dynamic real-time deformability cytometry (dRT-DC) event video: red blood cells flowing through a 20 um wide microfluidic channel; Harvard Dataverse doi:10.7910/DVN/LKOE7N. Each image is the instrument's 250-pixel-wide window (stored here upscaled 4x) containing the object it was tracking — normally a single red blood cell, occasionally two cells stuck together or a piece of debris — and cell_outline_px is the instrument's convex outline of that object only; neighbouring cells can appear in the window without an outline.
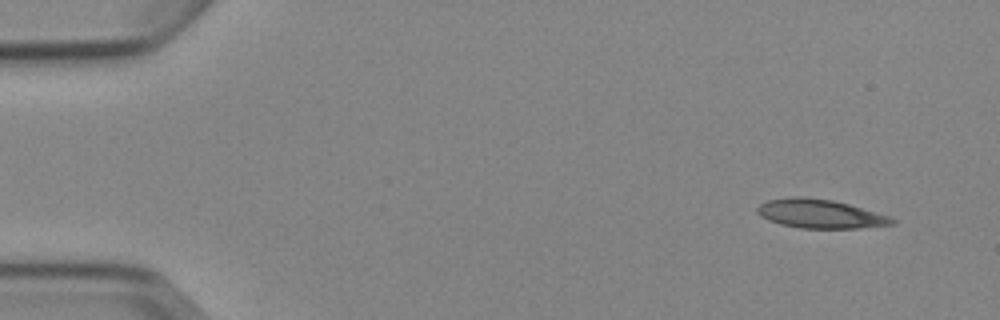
{"species": "Egyptian fruit bat (a non-hibernating species)", "species_latin": "Rousettus aegyptiacus", "temperature_condition": "cold", "stored_images_in_passage": 4, "camera_frame_rate_fps": 3000, "um_per_image_px": 0.085, "animal": {"sex": "female"}, "frame": {"image": 1, "passage_image": 1, "time_ms": 0.0, "image_size_px": [1000, 320], "cell_outline_px": [[896, 224], [856, 228], [800, 228], [780, 224], [768, 220], [760, 216], [756, 212], [756, 208], [760, 204], [768, 200], [792, 196], [804, 196], [832, 200], [848, 204], [888, 216], [896, 220]], "centroid_in_image_um": [69.66, 18.17], "position_along_channel_um": 15.3, "area_um2": 22.6}}
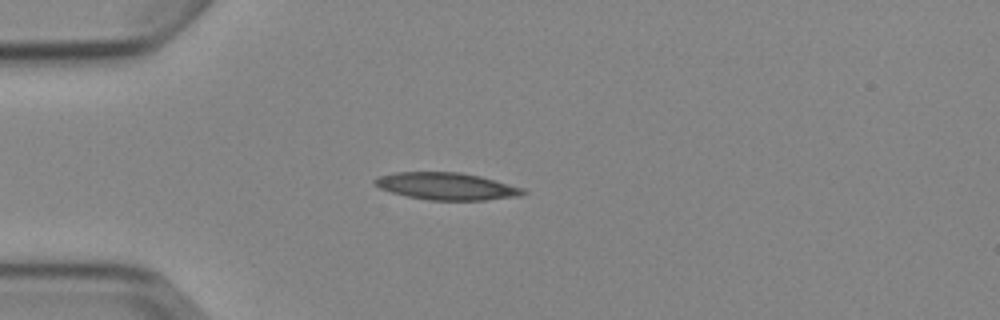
{"frame": {"image": 2, "passage_image": 4, "time_ms": 3.333, "image_size_px": [1000, 320], "cell_outline_px": [[528, 192], [520, 196], [484, 200], [428, 200], [408, 196], [392, 192], [380, 188], [372, 184], [372, 180], [376, 176], [396, 172], [460, 172], [480, 176], [524, 188]], "centroid_in_image_um": [37.93, 15.82], "position_along_channel_um": 47.1, "area_um2": 23.58}}